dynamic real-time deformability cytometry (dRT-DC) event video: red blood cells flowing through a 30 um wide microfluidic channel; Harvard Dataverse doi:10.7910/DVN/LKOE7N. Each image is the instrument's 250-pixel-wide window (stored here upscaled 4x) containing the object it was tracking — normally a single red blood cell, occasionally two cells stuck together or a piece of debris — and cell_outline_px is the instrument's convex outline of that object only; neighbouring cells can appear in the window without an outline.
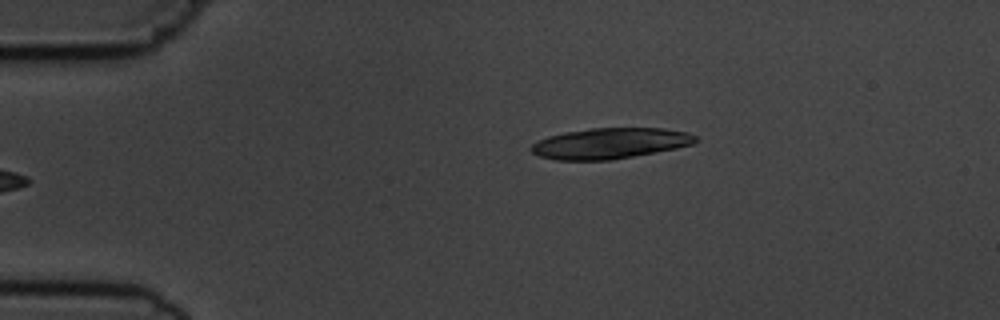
{"species": "common noctule bat (a hibernating species)", "species_latin": "Nyctalus noctula", "temperature_condition": "cold", "stored_images_in_passage": 6, "camera_frame_rate_fps": 3000, "um_per_image_px": 0.085, "animal": {"sex": "male", "body_mass_g": 19.5, "forearm_length_mm": 54.6}, "frame": {"image": 1, "passage_image": 6, "time_ms": 6.0, "image_size_px": [1000, 320], "cell_outline_px": [[700, 140], [692, 144], [676, 148], [612, 160], [556, 160], [540, 156], [532, 152], [528, 148], [532, 144], [548, 136], [564, 132], [592, 128], [664, 128], [688, 132], [696, 136]], "centroid_in_image_um": [51.86, 12.18], "position_along_channel_um": 33.1, "area_um2": 29.48}}